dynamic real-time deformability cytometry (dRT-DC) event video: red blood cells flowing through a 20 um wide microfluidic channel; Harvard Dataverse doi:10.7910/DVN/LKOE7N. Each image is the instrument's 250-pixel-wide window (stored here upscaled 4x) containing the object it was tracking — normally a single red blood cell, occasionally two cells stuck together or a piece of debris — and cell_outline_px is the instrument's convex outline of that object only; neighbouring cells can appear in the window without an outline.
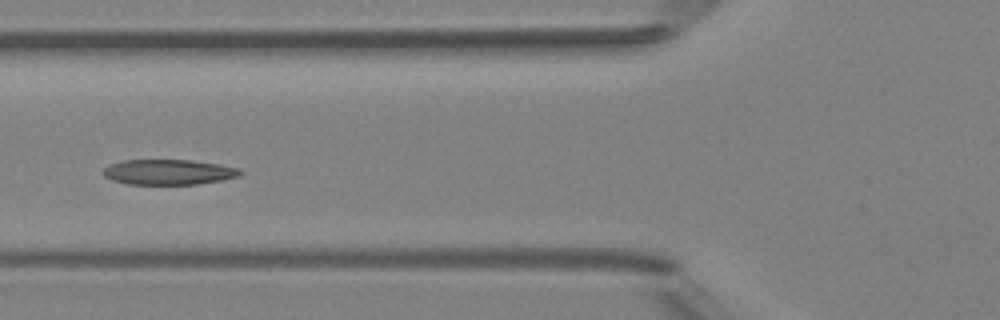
{"species": "Egyptian fruit bat (a non-hibernating species)", "species_latin": "Rousettus aegyptiacus", "temperature_condition": "room temperature", "stored_images_in_passage": 4, "camera_frame_rate_fps": 3000, "um_per_image_px": 0.085, "animal": {"sex": "female"}, "frame": {"image": 1, "passage_image": 4, "time_ms": 3.333, "image_size_px": [1000, 320], "cell_outline_px": [[244, 172], [240, 176], [220, 180], [196, 184], [128, 184], [112, 180], [104, 176], [100, 172], [108, 164], [124, 160], [192, 160], [220, 164], [240, 168]], "centroid_in_image_um": [14.32, 14.62], "position_along_channel_um": 111.5, "area_um2": 20.35}}